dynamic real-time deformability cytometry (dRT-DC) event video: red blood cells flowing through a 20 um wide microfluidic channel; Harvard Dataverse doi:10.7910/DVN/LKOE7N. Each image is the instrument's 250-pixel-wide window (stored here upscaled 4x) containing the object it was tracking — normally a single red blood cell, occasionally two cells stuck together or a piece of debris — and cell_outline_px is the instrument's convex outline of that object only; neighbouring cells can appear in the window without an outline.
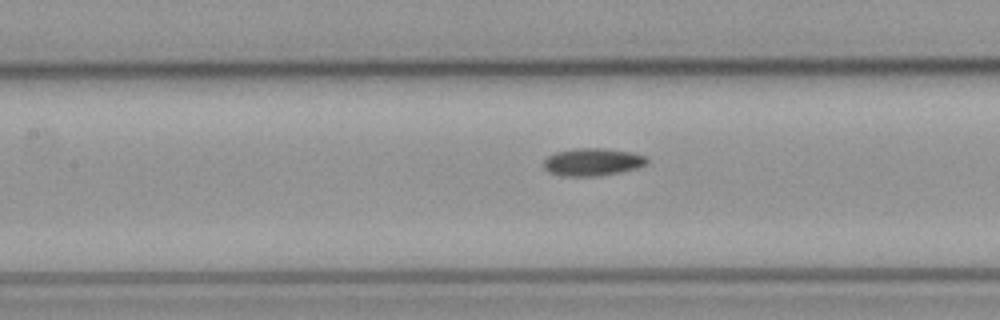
{"species": "common noctule bat (a hibernating species)", "species_latin": "Nyctalus noctula", "temperature_condition": "cold", "stored_images_in_passage": 27, "camera_frame_rate_fps": 3000, "um_per_image_px": 0.085, "animal": {"sex": "male", "body_mass_g": 23.1, "forearm_length_mm": 52.7}, "frame": {"image": 1, "passage_image": 22, "time_ms": 7.0, "image_size_px": [1000, 320], "cell_outline_px": [[648, 164], [636, 168], [620, 172], [600, 176], [560, 176], [548, 172], [544, 168], [544, 160], [548, 156], [556, 152], [576, 148], [604, 148], [632, 152], [644, 156], [648, 160]], "centroid_in_image_um": [50.36, 13.77], "position_along_channel_um": 157.0, "area_um2": 16.7}}
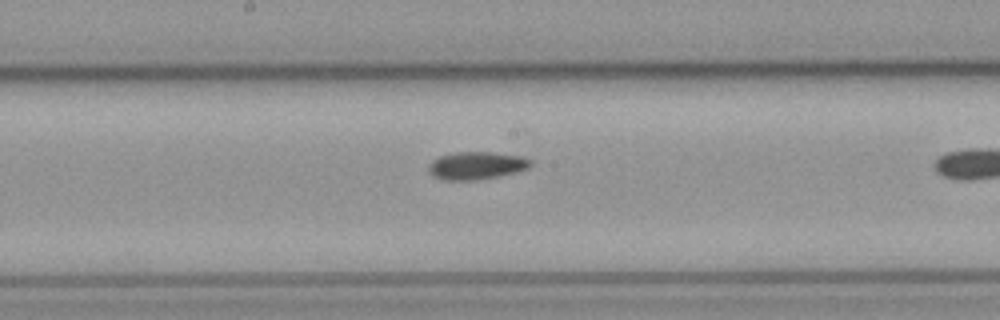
{"frame": {"image": 2, "passage_image": 26, "time_ms": 8.333, "image_size_px": [1000, 320], "cell_outline_px": [[532, 164], [528, 168], [516, 172], [476, 180], [444, 180], [432, 176], [428, 172], [428, 164], [432, 160], [440, 156], [456, 152], [492, 152], [520, 156], [532, 160]], "centroid_in_image_um": [40.46, 14.07], "position_along_channel_um": 207.7, "area_um2": 16.47}}